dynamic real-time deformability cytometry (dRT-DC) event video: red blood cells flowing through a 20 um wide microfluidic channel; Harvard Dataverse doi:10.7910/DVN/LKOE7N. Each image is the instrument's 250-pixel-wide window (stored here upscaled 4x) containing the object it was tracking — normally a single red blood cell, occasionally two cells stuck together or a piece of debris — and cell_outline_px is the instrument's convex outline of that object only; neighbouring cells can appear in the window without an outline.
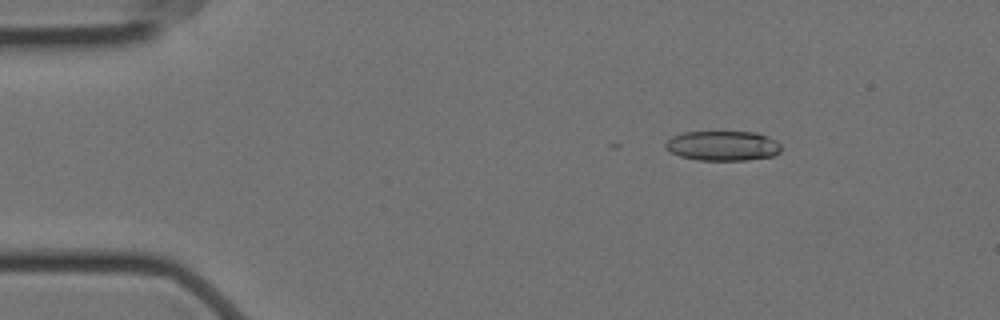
{"species": "Egyptian fruit bat (a non-hibernating species)", "species_latin": "Rousettus aegyptiacus", "temperature_condition": "cold", "stored_images_in_passage": 8, "camera_frame_rate_fps": 3000, "um_per_image_px": 0.085, "animal": {"sex": "female"}, "frame": {"image": 1, "passage_image": 3, "time_ms": 0.667, "image_size_px": [1000, 320], "cell_outline_px": [[780, 152], [772, 156], [748, 160], [700, 160], [680, 156], [664, 148], [664, 144], [672, 136], [684, 132], [756, 132], [768, 136], [776, 140], [780, 144]], "centroid_in_image_um": [61.44, 12.39], "position_along_channel_um": 23.6, "area_um2": 20.11}}